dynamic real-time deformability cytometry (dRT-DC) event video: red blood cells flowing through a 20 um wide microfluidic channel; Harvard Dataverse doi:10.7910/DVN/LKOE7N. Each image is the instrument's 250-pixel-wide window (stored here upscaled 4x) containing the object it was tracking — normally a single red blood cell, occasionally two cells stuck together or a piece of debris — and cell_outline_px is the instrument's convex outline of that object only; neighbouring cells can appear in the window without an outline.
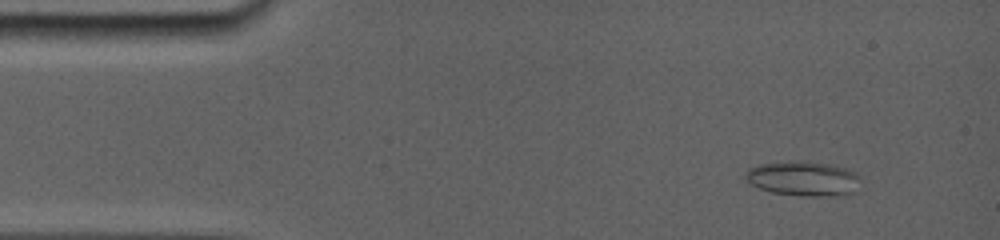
{"species": "common noctule bat (a hibernating species)", "species_latin": "Nyctalus noctula", "temperature_condition": "room temperature", "stored_images_in_passage": 56, "camera_frame_rate_fps": 5000, "um_per_image_px": 0.085, "animal": {"sex": "female", "body_mass_g": 19.0, "forearm_length_mm": 56.7}, "frame": {"image": 1, "passage_image": 5, "time_ms": 1.2, "image_size_px": [1000, 240], "cell_outline_px": [[856, 176], [852, 192], [848, 196], [796, 196], [768, 192], [752, 184], [748, 180], [748, 172], [752, 168], [772, 164], [808, 164], [836, 168], [852, 172]], "centroid_in_image_um": [68.24, 15.3], "position_along_channel_um": 16.8, "area_um2": 20.98}}
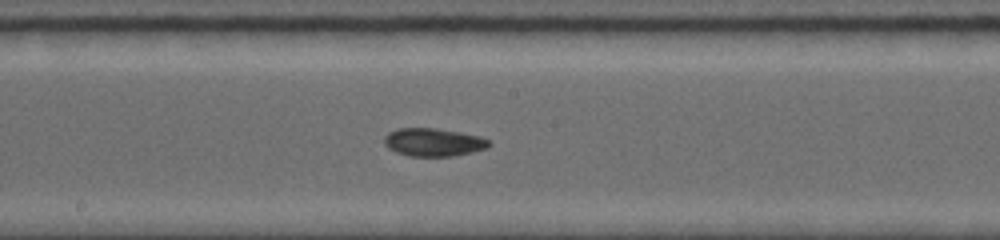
{"frame": {"image": 2, "passage_image": 31, "time_ms": 8.4, "image_size_px": [1000, 240], "cell_outline_px": [[488, 144], [484, 148], [452, 156], [412, 156], [396, 152], [388, 148], [384, 144], [384, 136], [388, 132], [400, 128], [432, 128], [456, 132], [476, 136], [488, 140]], "centroid_in_image_um": [36.72, 12.09], "position_along_channel_um": 211.5, "area_um2": 16.53}}
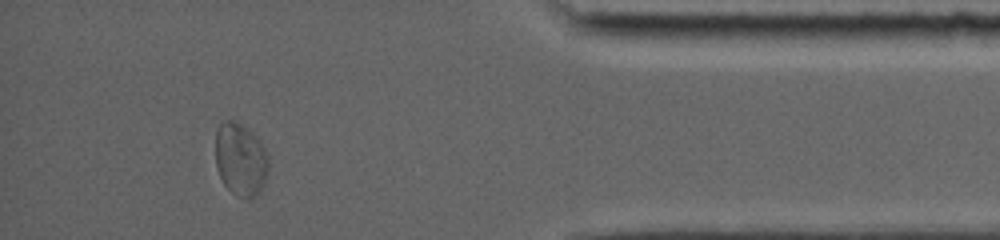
{"frame": {"image": 3, "passage_image": 50, "time_ms": 14.4, "image_size_px": [1000, 240], "cell_outline_px": [[268, 168], [264, 184], [256, 196], [248, 200], [236, 196], [224, 184], [216, 168], [216, 128], [220, 120], [236, 120], [248, 128], [256, 136], [264, 148], [268, 156]], "centroid_in_image_um": [20.43, 13.53], "position_along_channel_um": 414.8, "area_um2": 22.89}, "authors_computed_cell_mechanics": {"area_um2": 16.8198, "velocity_mm_per_s": 3.8388, "shape_relaxation_time_tau1_ms": 5.0503, "shape_relaxation_time_tau2_ms": 7.807, "deformation_change_tau1": 0.1131, "deformation_change_tau2": 0.0683}}